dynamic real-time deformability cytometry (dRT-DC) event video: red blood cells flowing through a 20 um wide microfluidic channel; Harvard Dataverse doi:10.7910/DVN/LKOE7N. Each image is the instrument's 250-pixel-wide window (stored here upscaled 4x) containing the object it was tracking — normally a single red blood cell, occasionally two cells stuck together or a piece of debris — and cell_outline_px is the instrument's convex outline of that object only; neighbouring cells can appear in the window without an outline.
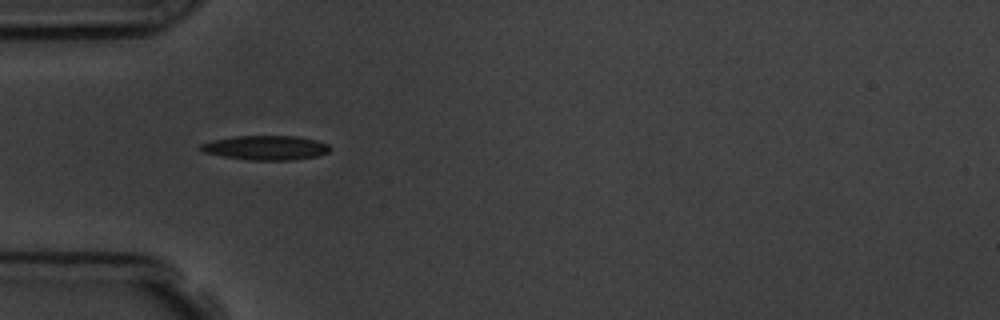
{"species": "common noctule bat (a hibernating species)", "species_latin": "Nyctalus noctula", "temperature_condition": "room temperature", "stored_images_in_passage": 2, "camera_frame_rate_fps": 3000, "um_per_image_px": 0.085, "animal": {"sex": "male", "body_mass_g": 19.5, "forearm_length_mm": 54.6}, "frame": {"image": 1, "passage_image": 1, "time_ms": 0.0, "image_size_px": [1000, 320], "cell_outline_px": [[332, 148], [328, 152], [316, 156], [292, 160], [248, 160], [224, 156], [204, 152], [200, 148], [200, 144], [212, 140], [236, 136], [300, 136], [316, 140], [328, 144]], "centroid_in_image_um": [22.62, 12.55], "position_along_channel_um": 62.4, "area_um2": 18.32}}